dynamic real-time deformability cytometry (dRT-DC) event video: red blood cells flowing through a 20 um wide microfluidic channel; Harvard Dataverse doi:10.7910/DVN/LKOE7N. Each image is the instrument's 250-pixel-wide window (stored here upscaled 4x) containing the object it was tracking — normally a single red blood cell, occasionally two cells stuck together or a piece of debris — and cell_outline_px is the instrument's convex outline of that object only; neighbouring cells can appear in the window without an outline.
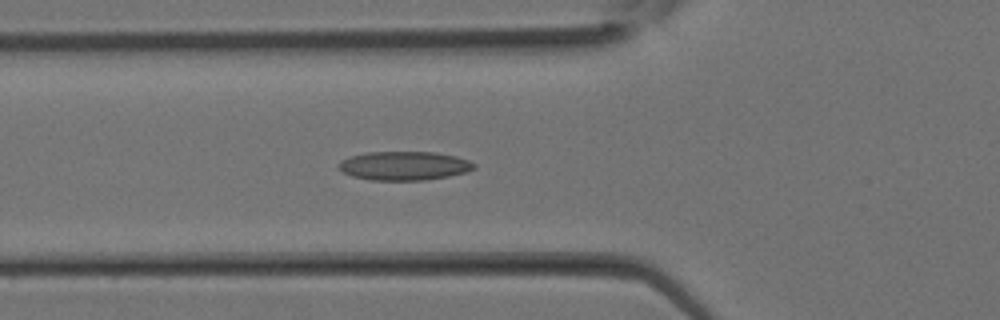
{"species": "Egyptian fruit bat (a non-hibernating species)", "species_latin": "Rousettus aegyptiacus", "temperature_condition": "room temperature", "stored_images_in_passage": 25, "camera_frame_rate_fps": 3000, "um_per_image_px": 0.085, "animal": {"sex": "female"}, "frame": {"image": 1, "passage_image": 6, "time_ms": 1.667, "image_size_px": [1000, 320], "cell_outline_px": [[476, 168], [468, 172], [448, 176], [424, 180], [368, 180], [352, 176], [344, 172], [336, 164], [340, 160], [348, 156], [368, 152], [436, 152], [456, 156], [468, 160], [476, 164]], "centroid_in_image_um": [34.35, 14.09], "position_along_channel_um": 91.4, "area_um2": 22.95}}
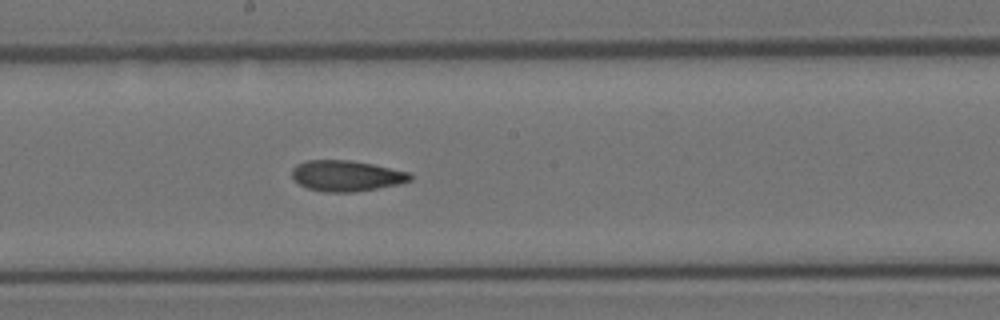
{"frame": {"image": 2, "passage_image": 12, "time_ms": 3.667, "image_size_px": [1000, 320], "cell_outline_px": [[412, 180], [396, 184], [376, 188], [352, 192], [324, 192], [308, 188], [300, 184], [292, 176], [292, 168], [296, 164], [308, 160], [348, 160], [372, 164], [408, 172], [412, 176]], "centroid_in_image_um": [29.41, 14.94], "position_along_channel_um": 218.8, "area_um2": 20.92}}
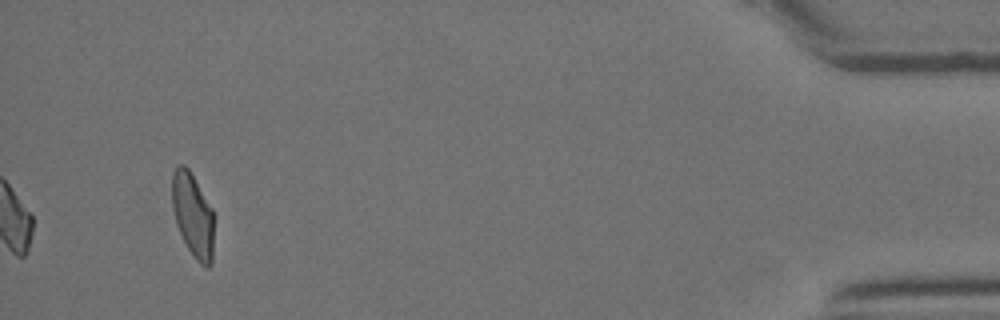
{"frame": {"image": 3, "passage_image": 25, "time_ms": 8.0, "image_size_px": [1000, 320], "cell_outline_px": [[212, 264], [208, 268], [204, 268], [196, 260], [188, 248], [176, 224], [172, 208], [172, 172], [180, 164], [184, 164], [188, 168], [212, 208]], "centroid_in_image_um": [16.37, 18.29], "position_along_channel_um": 418.8, "area_um2": 20.23}}